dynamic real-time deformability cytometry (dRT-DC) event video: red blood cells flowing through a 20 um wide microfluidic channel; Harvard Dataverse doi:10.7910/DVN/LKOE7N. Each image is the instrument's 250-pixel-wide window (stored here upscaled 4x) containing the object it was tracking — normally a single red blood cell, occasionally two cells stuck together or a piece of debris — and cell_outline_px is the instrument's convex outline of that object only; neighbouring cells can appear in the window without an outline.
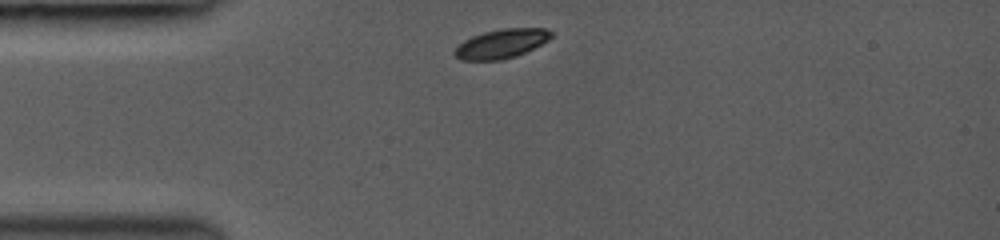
{"species": "common noctule bat (a hibernating species)", "species_latin": "Nyctalus noctula", "temperature_condition": "room temperature", "stored_images_in_passage": 3, "camera_frame_rate_fps": 3000, "um_per_image_px": 0.085, "animal": {"sex": "female", "body_mass_g": 19.0, "forearm_length_mm": 53.3}, "frame": {"image": 1, "passage_image": 1, "time_ms": 0.0, "image_size_px": [1000, 240], "cell_outline_px": [[552, 36], [548, 40], [516, 56], [500, 60], [460, 60], [452, 52], [464, 40], [472, 36], [484, 32], [500, 28], [544, 28], [552, 32]], "centroid_in_image_um": [42.59, 3.71], "position_along_channel_um": 42.4, "area_um2": 16.24}}
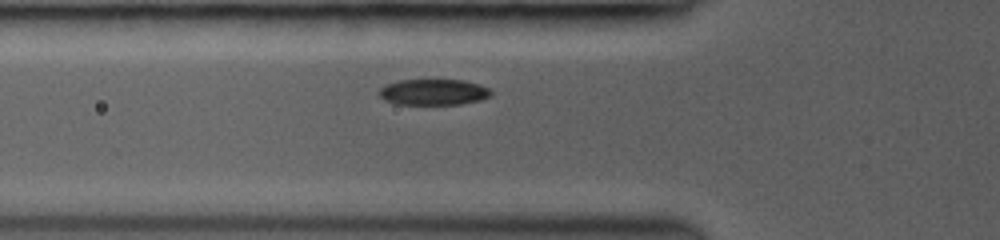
{"frame": {"image": 2, "passage_image": 3, "time_ms": 1.667, "image_size_px": [1000, 240], "cell_outline_px": [[492, 96], [480, 100], [460, 104], [396, 104], [384, 100], [376, 92], [384, 84], [400, 80], [464, 80], [480, 84], [488, 88], [492, 92]], "centroid_in_image_um": [36.83, 7.82], "position_along_channel_um": 89.0, "area_um2": 17.11}}